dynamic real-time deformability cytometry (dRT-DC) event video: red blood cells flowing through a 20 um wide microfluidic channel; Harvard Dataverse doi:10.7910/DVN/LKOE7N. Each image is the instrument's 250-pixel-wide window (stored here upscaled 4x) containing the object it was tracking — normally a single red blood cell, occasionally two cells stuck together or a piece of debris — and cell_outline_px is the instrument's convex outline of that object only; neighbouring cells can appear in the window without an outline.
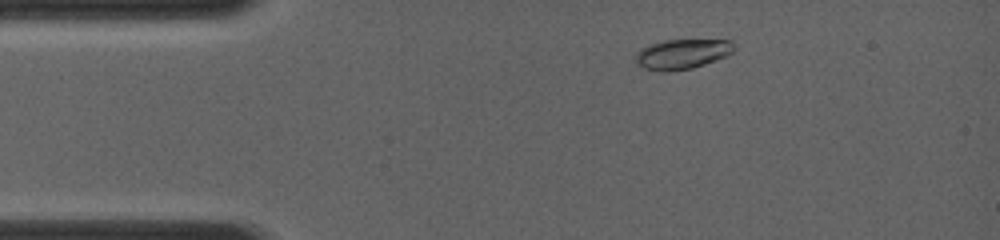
{"species": "common noctule bat (a hibernating species)", "species_latin": "Nyctalus noctula", "temperature_condition": "room temperature", "stored_images_in_passage": 29, "camera_frame_rate_fps": 4000, "um_per_image_px": 0.085, "animal": {"sex": "female", "body_mass_g": 19.0, "forearm_length_mm": 56.7}, "frame": {"image": 1, "passage_image": 7, "time_ms": 1.25, "image_size_px": [1000, 240], "cell_outline_px": [[736, 48], [728, 56], [692, 68], [668, 72], [664, 72], [644, 68], [636, 64], [636, 52], [648, 44], [664, 40], [732, 40]], "centroid_in_image_um": [57.99, 4.59], "position_along_channel_um": 27.0, "area_um2": 17.34}}
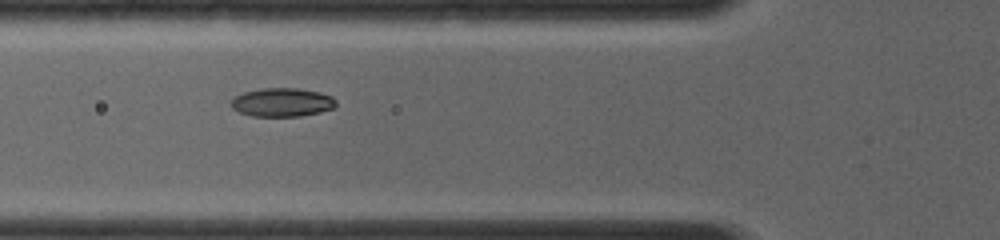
{"frame": {"image": 2, "passage_image": 21, "time_ms": 4.0, "image_size_px": [1000, 240], "cell_outline_px": [[336, 104], [332, 108], [320, 112], [300, 116], [252, 116], [240, 112], [232, 108], [228, 104], [236, 96], [244, 92], [260, 88], [296, 88], [320, 92], [332, 96], [336, 100]], "centroid_in_image_um": [23.96, 8.69], "position_along_channel_um": 101.8, "area_um2": 17.51}}
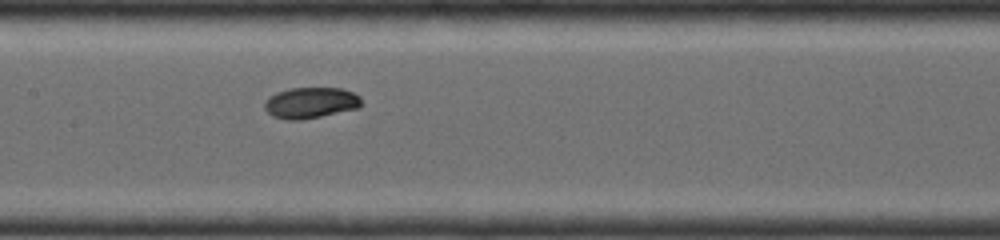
{"frame": {"image": 3, "passage_image": 29, "time_ms": 5.75, "image_size_px": [1000, 240], "cell_outline_px": [[360, 108], [300, 120], [288, 120], [272, 116], [264, 108], [264, 100], [268, 96], [276, 92], [288, 88], [340, 88], [352, 92], [360, 96]], "centroid_in_image_um": [26.36, 8.73], "position_along_channel_um": 181.0, "area_um2": 17.57}}